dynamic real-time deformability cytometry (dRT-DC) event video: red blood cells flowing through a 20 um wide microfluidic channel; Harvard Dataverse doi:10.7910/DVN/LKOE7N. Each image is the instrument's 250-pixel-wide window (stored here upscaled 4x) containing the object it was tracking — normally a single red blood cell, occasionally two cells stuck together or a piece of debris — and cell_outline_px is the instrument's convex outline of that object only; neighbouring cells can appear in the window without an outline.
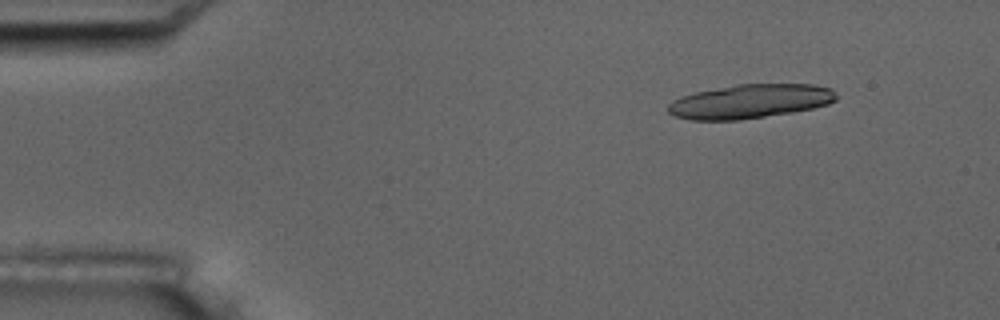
{"species": "common noctule bat (a hibernating species)", "species_latin": "Nyctalus noctula", "temperature_condition": "room temperature", "stored_images_in_passage": 6, "camera_frame_rate_fps": 3000, "um_per_image_px": 0.085, "animal": {"sex": "male", "body_mass_g": 17.5, "forearm_length_mm": 52.3}, "frame": {"image": 1, "passage_image": 2, "time_ms": 2.0, "image_size_px": [1000, 320], "cell_outline_px": [[836, 100], [828, 104], [812, 108], [792, 112], [740, 120], [692, 120], [676, 116], [668, 112], [668, 104], [672, 100], [680, 96], [696, 92], [736, 84], [812, 84], [832, 88], [836, 96]], "centroid_in_image_um": [63.74, 8.61], "position_along_channel_um": 21.3, "area_um2": 33.35}}